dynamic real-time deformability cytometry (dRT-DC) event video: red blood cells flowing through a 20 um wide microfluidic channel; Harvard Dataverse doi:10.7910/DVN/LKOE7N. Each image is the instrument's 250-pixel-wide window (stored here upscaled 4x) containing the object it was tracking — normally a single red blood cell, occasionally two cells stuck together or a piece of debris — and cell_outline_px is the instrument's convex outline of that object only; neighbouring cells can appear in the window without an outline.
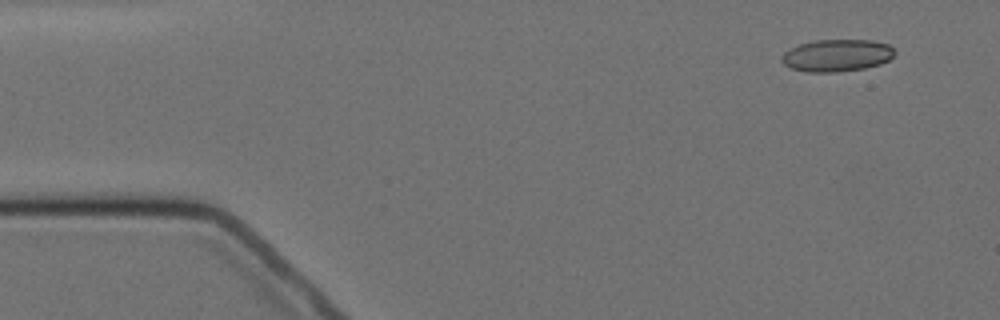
{"species": "Egyptian fruit bat (a non-hibernating species)", "species_latin": "Rousettus aegyptiacus", "temperature_condition": "cold", "stored_images_in_passage": 5, "camera_frame_rate_fps": 3000, "um_per_image_px": 0.085, "animal": {"sex": "female"}, "frame": {"image": 1, "passage_image": 1, "time_ms": 0.0, "image_size_px": [1000, 320], "cell_outline_px": [[896, 52], [888, 60], [880, 64], [864, 68], [836, 72], [808, 72], [792, 68], [784, 64], [780, 60], [780, 56], [784, 52], [800, 44], [816, 40], [872, 40], [888, 44]], "centroid_in_image_um": [71.12, 4.71], "position_along_channel_um": 13.9, "area_um2": 21.1}}
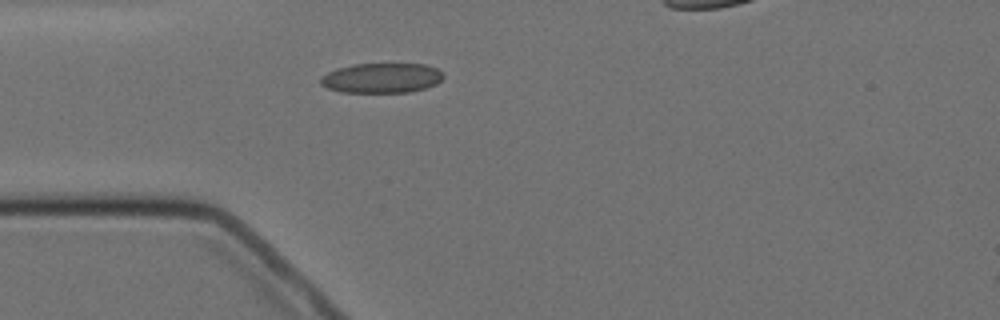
{"frame": {"image": 2, "passage_image": 4, "time_ms": 3.667, "image_size_px": [1000, 320], "cell_outline_px": [[444, 76], [436, 84], [424, 88], [408, 92], [340, 92], [328, 88], [320, 84], [320, 80], [328, 72], [336, 68], [352, 64], [424, 64], [436, 68], [444, 72]], "centroid_in_image_um": [32.44, 6.62], "position_along_channel_um": 52.6, "area_um2": 21.33}}